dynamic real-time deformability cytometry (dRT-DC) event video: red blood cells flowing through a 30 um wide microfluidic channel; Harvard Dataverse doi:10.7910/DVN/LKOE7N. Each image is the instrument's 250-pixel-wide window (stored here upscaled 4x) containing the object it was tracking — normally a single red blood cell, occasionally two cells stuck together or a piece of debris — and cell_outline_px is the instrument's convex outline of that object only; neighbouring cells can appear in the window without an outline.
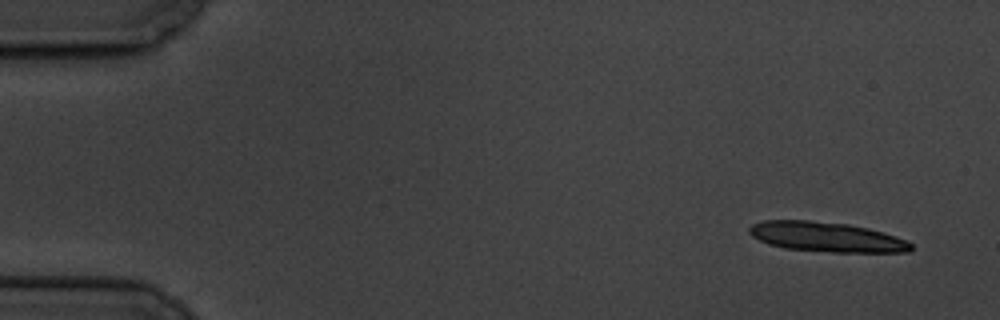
{"species": "common noctule bat (a hibernating species)", "species_latin": "Nyctalus noctula", "temperature_condition": "cold", "stored_images_in_passage": 6, "camera_frame_rate_fps": 3000, "um_per_image_px": 0.085, "animal": {"sex": "male", "body_mass_g": 19.5, "forearm_length_mm": 54.6}, "frame": {"image": 1, "passage_image": 1, "time_ms": 0.0, "image_size_px": [1000, 320], "cell_outline_px": [[912, 248], [908, 252], [832, 252], [784, 248], [768, 244], [752, 236], [748, 232], [748, 228], [752, 224], [764, 220], [808, 220], [848, 224], [868, 228], [884, 232], [896, 236], [912, 244]], "centroid_in_image_um": [70.23, 20.13], "position_along_channel_um": 14.8, "area_um2": 28.09}}